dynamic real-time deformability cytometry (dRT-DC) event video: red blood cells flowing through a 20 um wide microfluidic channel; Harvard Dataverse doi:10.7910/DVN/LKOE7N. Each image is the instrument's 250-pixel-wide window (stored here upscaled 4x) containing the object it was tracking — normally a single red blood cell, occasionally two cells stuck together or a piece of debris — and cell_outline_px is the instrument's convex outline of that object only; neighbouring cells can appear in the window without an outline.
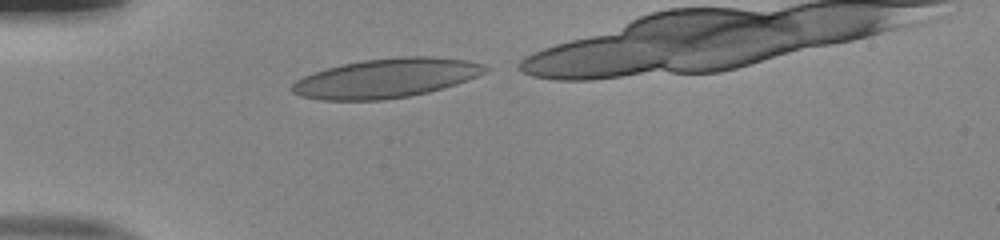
{"species": "human", "species_latin": "Homo sapiens", "temperature_condition": "room temperature", "stored_images_in_passage": 30, "camera_frame_rate_fps": 3000, "um_per_image_px": 0.085, "donor": {"sex": "male"}, "frame": {"image": 1, "passage_image": 1, "time_ms": 0.0, "image_size_px": [1000, 240], "cell_outline_px": [[488, 68], [484, 72], [468, 80], [444, 88], [428, 92], [408, 96], [384, 100], [320, 100], [300, 96], [292, 92], [292, 84], [296, 80], [312, 72], [344, 64], [364, 60], [400, 56], [432, 56], [464, 60], [484, 64]], "centroid_in_image_um": [32.81, 6.65], "position_along_channel_um": 52.2, "area_um2": 44.04}}
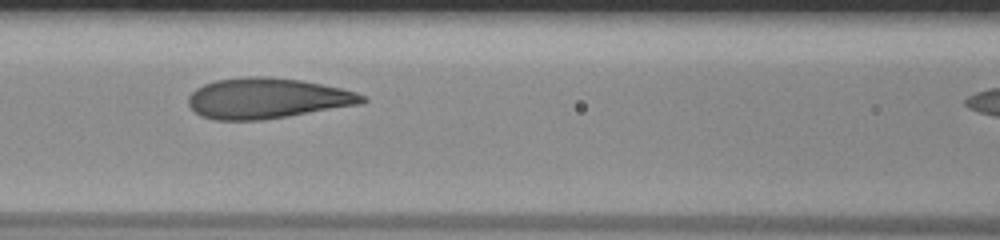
{"frame": {"image": 2, "passage_image": 9, "time_ms": 2.667, "image_size_px": [1000, 240], "cell_outline_px": [[368, 100], [364, 104], [264, 120], [216, 120], [200, 116], [188, 104], [188, 96], [196, 88], [204, 84], [216, 80], [248, 76], [264, 76], [300, 80], [340, 88], [356, 92], [368, 96]], "centroid_in_image_um": [22.74, 8.36], "position_along_channel_um": 143.9, "area_um2": 41.33}}
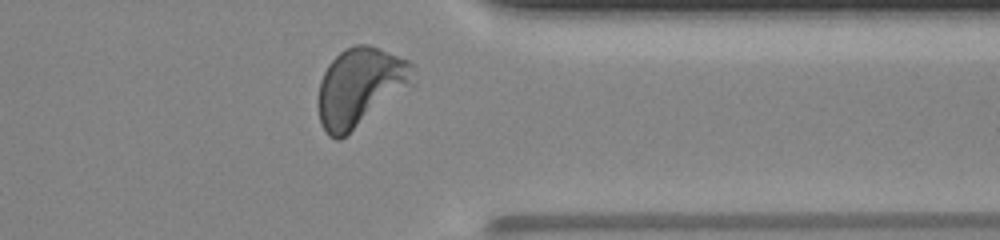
{"frame": {"image": 3, "passage_image": 27, "time_ms": 8.667, "image_size_px": [1000, 240], "cell_outline_px": [[416, 84], [340, 140], [336, 140], [328, 136], [320, 124], [316, 104], [316, 100], [320, 80], [328, 64], [344, 48], [356, 44], [368, 44], [408, 60], [416, 68]], "centroid_in_image_um": [30.63, 7.42], "position_along_channel_um": 380.8, "area_um2": 44.56}}